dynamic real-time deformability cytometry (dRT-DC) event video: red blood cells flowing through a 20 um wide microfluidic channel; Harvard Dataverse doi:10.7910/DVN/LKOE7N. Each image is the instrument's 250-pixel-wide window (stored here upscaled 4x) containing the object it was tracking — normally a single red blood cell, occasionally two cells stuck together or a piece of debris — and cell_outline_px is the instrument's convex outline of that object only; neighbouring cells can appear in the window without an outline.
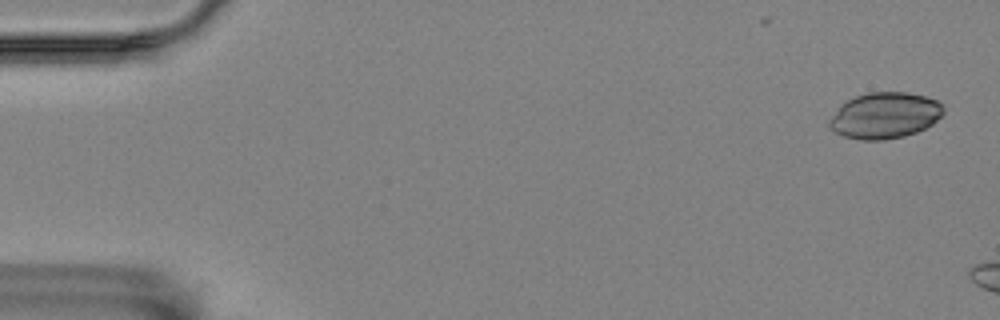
{"species": "Egyptian fruit bat (a non-hibernating species)", "species_latin": "Rousettus aegyptiacus", "temperature_condition": "room temperature", "stored_images_in_passage": 3, "camera_frame_rate_fps": 3000, "um_per_image_px": 0.085, "animal": {"sex": "female"}, "frame": {"image": 1, "passage_image": 1, "time_ms": 0.0, "image_size_px": [1000, 320], "cell_outline_px": [[944, 112], [932, 124], [916, 132], [904, 136], [884, 140], [860, 140], [844, 136], [828, 128], [828, 120], [840, 104], [856, 96], [868, 92], [908, 92], [924, 96], [936, 100], [944, 104]], "centroid_in_image_um": [75.19, 9.81], "position_along_channel_um": 9.8, "area_um2": 30.81}}